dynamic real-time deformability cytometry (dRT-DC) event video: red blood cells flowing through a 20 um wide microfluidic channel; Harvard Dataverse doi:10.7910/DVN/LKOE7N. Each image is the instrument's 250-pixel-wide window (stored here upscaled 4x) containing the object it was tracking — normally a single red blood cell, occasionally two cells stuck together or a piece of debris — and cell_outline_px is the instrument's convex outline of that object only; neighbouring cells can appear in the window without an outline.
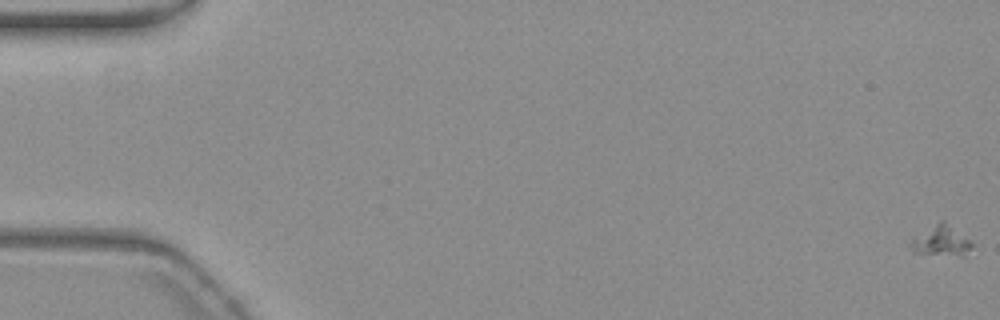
{"species": "common noctule bat (a hibernating species)", "species_latin": "Nyctalus noctula", "temperature_condition": "warm", "stored_images_in_passage": 59, "camera_frame_rate_fps": 3000, "um_per_image_px": 0.085, "animal": {"sex": "female", "body_mass_g": 19.3, "forearm_length_mm": 54.1}, "frame": {"image": 1, "passage_image": 1, "time_ms": 0.0, "image_size_px": [1000, 320], "cell_outline_px": [[972, 244], [964, 256], [960, 256], [912, 252], [908, 244], [912, 240], [940, 220], [944, 220], [968, 240]], "centroid_in_image_um": [79.97, 20.49], "position_along_channel_um": 5.0, "area_um2": 10.35}}
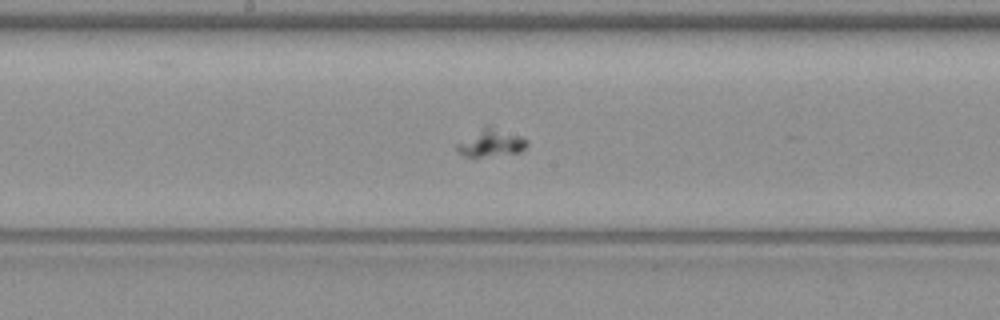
{"frame": {"image": 2, "passage_image": 32, "time_ms": 10.333, "image_size_px": [1000, 320], "cell_outline_px": [[528, 144], [520, 152], [484, 156], [464, 156], [456, 152], [456, 144], [484, 128], [492, 128], [524, 136], [528, 140]], "centroid_in_image_um": [41.77, 12.19], "position_along_channel_um": 206.4, "area_um2": 10.64}}
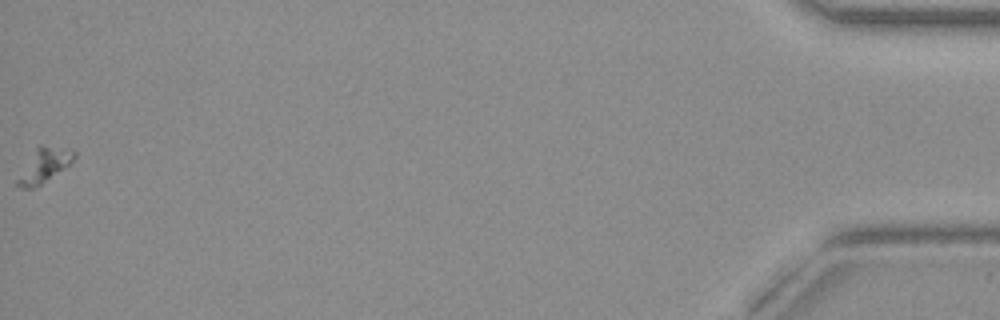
{"frame": {"image": 3, "passage_image": 59, "time_ms": 19.333, "image_size_px": [1000, 320], "cell_outline_px": [[76, 156], [68, 164], [40, 184], [32, 188], [20, 188], [16, 184], [16, 180], [36, 148], [40, 144], [76, 152]], "centroid_in_image_um": [3.71, 14.06], "position_along_channel_um": 431.5, "area_um2": 10.46}}